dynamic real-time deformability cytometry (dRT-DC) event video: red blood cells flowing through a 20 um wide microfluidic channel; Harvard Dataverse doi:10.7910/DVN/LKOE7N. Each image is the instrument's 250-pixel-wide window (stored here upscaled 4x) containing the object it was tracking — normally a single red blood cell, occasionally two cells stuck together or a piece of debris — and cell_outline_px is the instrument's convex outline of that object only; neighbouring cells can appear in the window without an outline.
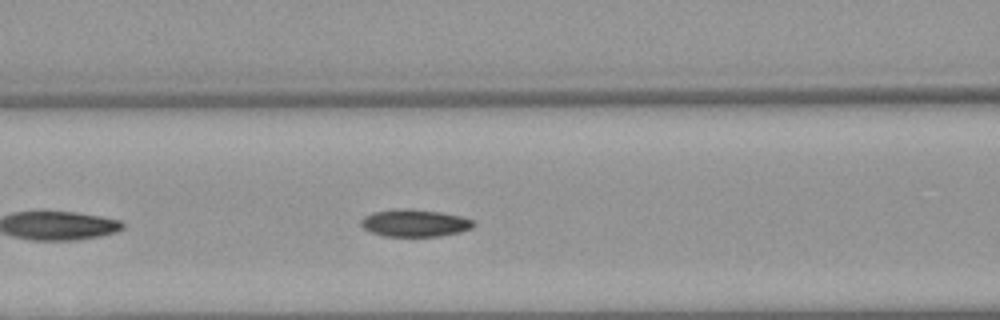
{"species": "Egyptian fruit bat (a non-hibernating species)", "species_latin": "Rousettus aegyptiacus", "temperature_condition": "warm", "stored_images_in_passage": 40, "camera_frame_rate_fps": 3000, "um_per_image_px": 0.085, "animal": {"sex": "female"}, "frame": {"image": 1, "passage_image": 8, "time_ms": 2.333, "image_size_px": [1000, 320], "cell_outline_px": [[476, 224], [472, 228], [460, 232], [440, 236], [384, 236], [372, 232], [364, 228], [360, 224], [360, 220], [364, 216], [372, 212], [404, 208], [440, 212], [460, 216], [472, 220]], "centroid_in_image_um": [35.25, 18.96], "position_along_channel_um": 131.4, "area_um2": 17.8}}
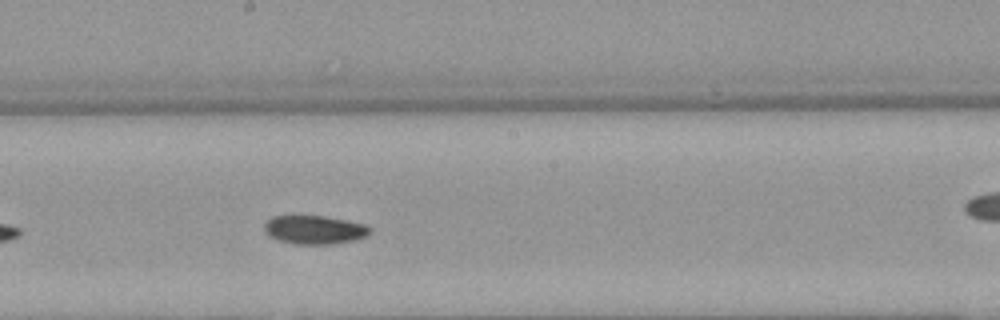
{"frame": {"image": 2, "passage_image": 15, "time_ms": 4.667, "image_size_px": [1000, 320], "cell_outline_px": [[372, 232], [368, 236], [356, 240], [336, 244], [296, 244], [276, 240], [268, 236], [264, 232], [264, 224], [272, 216], [324, 216], [364, 224], [372, 228]], "centroid_in_image_um": [26.74, 19.55], "position_along_channel_um": 221.5, "area_um2": 17.86}}
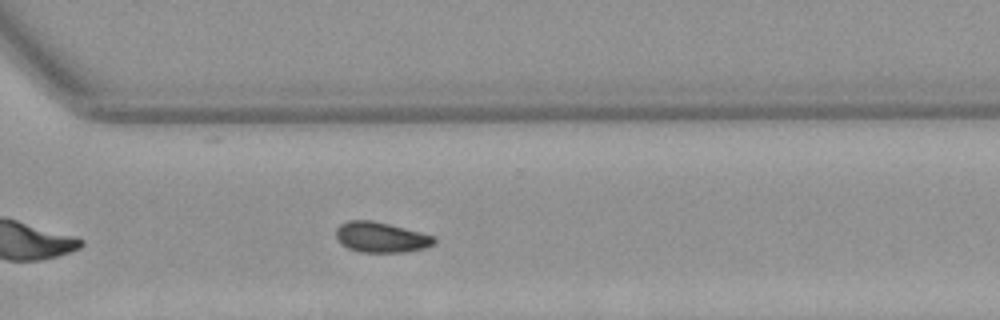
{"frame": {"image": 3, "passage_image": 24, "time_ms": 7.667, "image_size_px": [1000, 320], "cell_outline_px": [[436, 244], [424, 248], [404, 252], [360, 252], [348, 248], [340, 244], [336, 236], [336, 228], [340, 224], [348, 220], [372, 220], [436, 236]], "centroid_in_image_um": [32.38, 20.17], "position_along_channel_um": 338.2, "area_um2": 17.46}}